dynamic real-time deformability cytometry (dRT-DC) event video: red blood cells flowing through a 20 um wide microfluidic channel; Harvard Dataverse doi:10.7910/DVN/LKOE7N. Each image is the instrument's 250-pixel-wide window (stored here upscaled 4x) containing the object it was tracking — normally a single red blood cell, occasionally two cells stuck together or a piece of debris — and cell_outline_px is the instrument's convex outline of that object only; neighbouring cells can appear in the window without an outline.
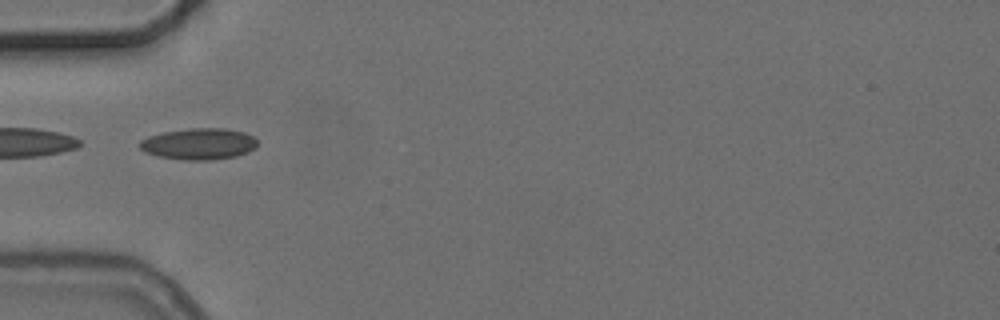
{"species": "common noctule bat (a hibernating species)", "species_latin": "Nyctalus noctula", "temperature_condition": "cold", "stored_images_in_passage": 36, "camera_frame_rate_fps": 3000, "um_per_image_px": 0.085, "animal": {"sex": "female", "body_mass_g": 24.6, "forearm_length_mm": 56.2}, "frame": {"image": 1, "passage_image": 1, "time_ms": 0.0, "image_size_px": [1000, 320], "cell_outline_px": [[256, 148], [248, 152], [236, 156], [212, 160], [184, 160], [156, 156], [144, 152], [140, 148], [140, 140], [148, 136], [164, 132], [188, 128], [224, 128], [244, 132], [252, 136], [256, 140]], "centroid_in_image_um": [16.89, 12.23], "position_along_channel_um": 68.1, "area_um2": 21.62}}
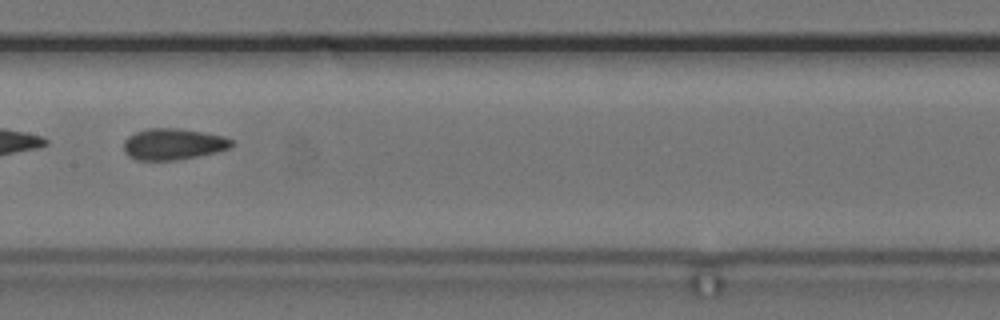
{"frame": {"image": 2, "passage_image": 11, "time_ms": 3.333, "image_size_px": [1000, 320], "cell_outline_px": [[236, 144], [220, 152], [176, 160], [136, 160], [128, 156], [124, 152], [124, 140], [128, 136], [136, 132], [148, 128], [176, 128], [204, 132], [224, 136], [232, 140]], "centroid_in_image_um": [14.74, 12.25], "position_along_channel_um": 192.7, "area_um2": 19.88}, "authors_computed_cell_mechanics": {"area_um2": 19.5942, "velocity_mm_per_s": 3.7264, "shape_relaxation_time_tau1_ms": null, "shape_relaxation_time_tau2_ms": 2.064, "deformation_change_tau1": null, "deformation_change_tau2": 0.0885}}